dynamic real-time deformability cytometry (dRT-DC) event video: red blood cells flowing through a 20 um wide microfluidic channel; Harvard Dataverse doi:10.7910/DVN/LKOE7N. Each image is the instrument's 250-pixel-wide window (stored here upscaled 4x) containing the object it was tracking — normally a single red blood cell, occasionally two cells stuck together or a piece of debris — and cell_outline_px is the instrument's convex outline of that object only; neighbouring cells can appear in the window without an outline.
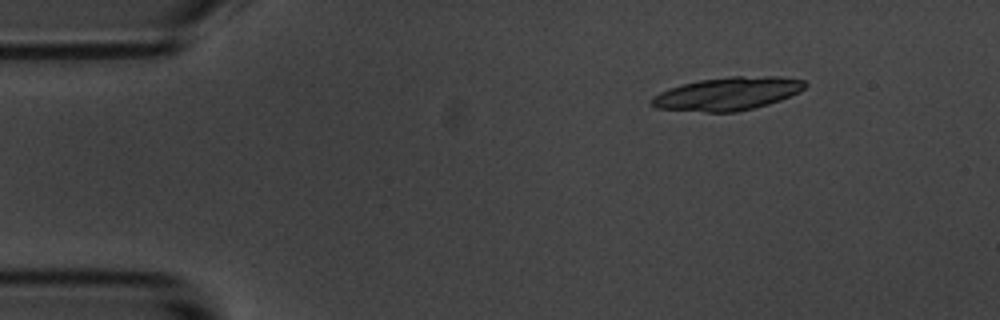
{"species": "common noctule bat (a hibernating species)", "species_latin": "Nyctalus noctula", "temperature_condition": "room temperature", "stored_images_in_passage": 5, "camera_frame_rate_fps": 3000, "um_per_image_px": 0.085, "animal": {"sex": "male", "body_mass_g": 20.1, "forearm_length_mm": 53.5}, "frame": {"image": 1, "passage_image": 3, "time_ms": 2.333, "image_size_px": [1000, 320], "cell_outline_px": [[808, 84], [800, 92], [780, 100], [768, 104], [736, 112], [704, 112], [656, 108], [648, 104], [652, 96], [668, 88], [700, 80], [732, 76], [780, 76], [804, 80]], "centroid_in_image_um": [61.84, 7.96], "position_along_channel_um": 23.2, "area_um2": 29.71}}